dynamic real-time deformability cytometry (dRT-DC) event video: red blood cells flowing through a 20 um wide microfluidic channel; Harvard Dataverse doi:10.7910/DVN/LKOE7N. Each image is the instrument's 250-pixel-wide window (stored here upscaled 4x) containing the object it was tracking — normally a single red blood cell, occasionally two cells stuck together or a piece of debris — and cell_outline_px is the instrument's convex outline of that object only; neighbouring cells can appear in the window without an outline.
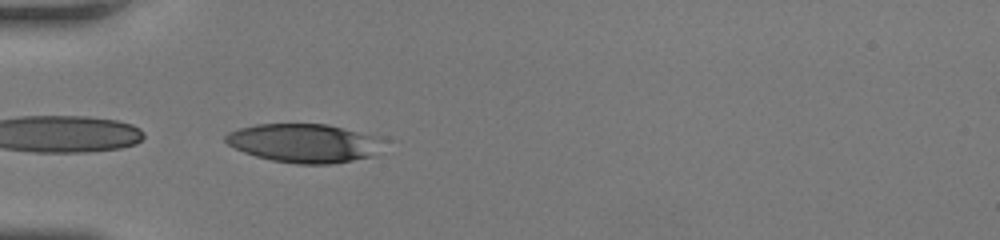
{"species": "human", "species_latin": "Homo sapiens", "temperature_condition": "room temperature", "stored_images_in_passage": 17, "camera_frame_rate_fps": 3000, "um_per_image_px": 0.085, "donor": {"sex": "female"}, "frame": {"image": 1, "passage_image": 2, "time_ms": 0.333, "image_size_px": [1000, 240], "cell_outline_px": [[372, 136], [368, 156], [352, 160], [332, 164], [296, 164], [272, 160], [256, 156], [244, 152], [228, 144], [224, 140], [224, 136], [228, 132], [240, 128], [256, 124], [328, 124]], "centroid_in_image_um": [25.56, 12.16], "position_along_channel_um": 59.4, "area_um2": 33.93}}
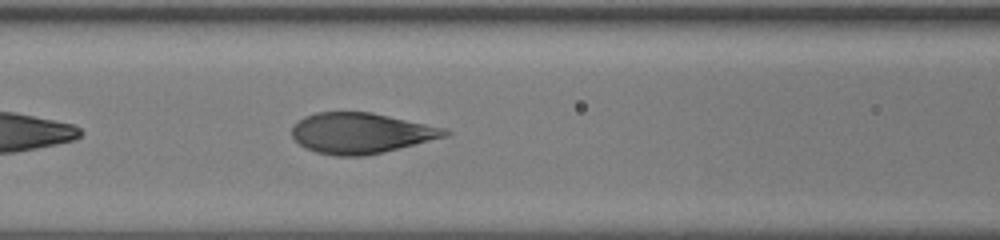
{"frame": {"image": 2, "passage_image": 8, "time_ms": 2.333, "image_size_px": [1000, 240], "cell_outline_px": [[452, 132], [448, 136], [384, 152], [364, 156], [336, 156], [316, 152], [304, 148], [292, 136], [292, 128], [304, 116], [316, 112], [372, 112], [444, 128]], "centroid_in_image_um": [30.68, 11.32], "position_along_channel_um": 135.9, "area_um2": 36.13}}
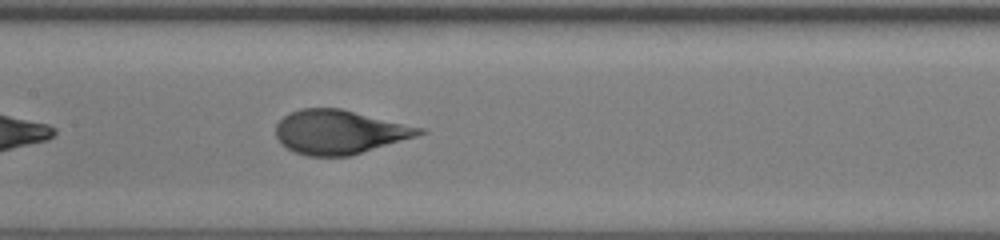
{"frame": {"image": 3, "passage_image": 11, "time_ms": 3.333, "image_size_px": [1000, 240], "cell_outline_px": [[428, 132], [416, 136], [348, 156], [308, 156], [296, 152], [280, 144], [276, 136], [276, 124], [284, 116], [300, 108], [340, 108], [424, 128]], "centroid_in_image_um": [28.83, 11.21], "position_along_channel_um": 178.6, "area_um2": 36.47}}